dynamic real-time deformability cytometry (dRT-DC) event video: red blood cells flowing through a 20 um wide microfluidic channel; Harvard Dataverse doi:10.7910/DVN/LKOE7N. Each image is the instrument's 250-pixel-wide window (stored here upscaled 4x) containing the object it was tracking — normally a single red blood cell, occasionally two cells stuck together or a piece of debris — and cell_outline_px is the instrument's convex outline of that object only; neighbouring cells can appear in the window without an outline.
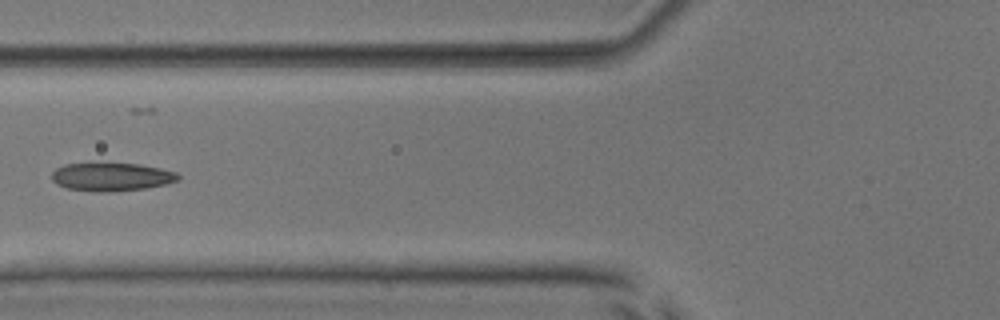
{"species": "common noctule bat (a hibernating species)", "species_latin": "Nyctalus noctula", "temperature_condition": "room temperature", "stored_images_in_passage": 9, "camera_frame_rate_fps": 3000, "um_per_image_px": 0.085, "animal": {"sex": "male", "body_mass_g": 17.9, "forearm_length_mm": 54.2}, "frame": {"image": 1, "passage_image": 6, "time_ms": 1.667, "image_size_px": [1000, 320], "cell_outline_px": [[180, 176], [176, 180], [164, 184], [144, 188], [112, 192], [96, 192], [68, 188], [56, 184], [52, 180], [52, 172], [56, 168], [64, 164], [140, 164], [160, 168], [176, 172]], "centroid_in_image_um": [9.44, 15.04], "position_along_channel_um": 116.4, "area_um2": 20.52}}
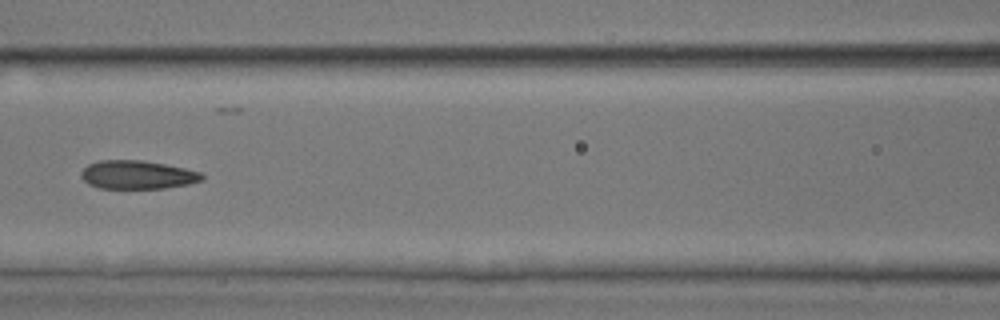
{"frame": {"image": 2, "passage_image": 7, "time_ms": 2.0, "image_size_px": [1000, 320], "cell_outline_px": [[204, 180], [188, 184], [164, 188], [100, 188], [88, 184], [80, 176], [80, 172], [88, 164], [100, 160], [140, 160], [164, 164], [184, 168], [200, 172], [204, 176]], "centroid_in_image_um": [11.66, 14.85], "position_along_channel_um": 154.9, "area_um2": 20.0}}